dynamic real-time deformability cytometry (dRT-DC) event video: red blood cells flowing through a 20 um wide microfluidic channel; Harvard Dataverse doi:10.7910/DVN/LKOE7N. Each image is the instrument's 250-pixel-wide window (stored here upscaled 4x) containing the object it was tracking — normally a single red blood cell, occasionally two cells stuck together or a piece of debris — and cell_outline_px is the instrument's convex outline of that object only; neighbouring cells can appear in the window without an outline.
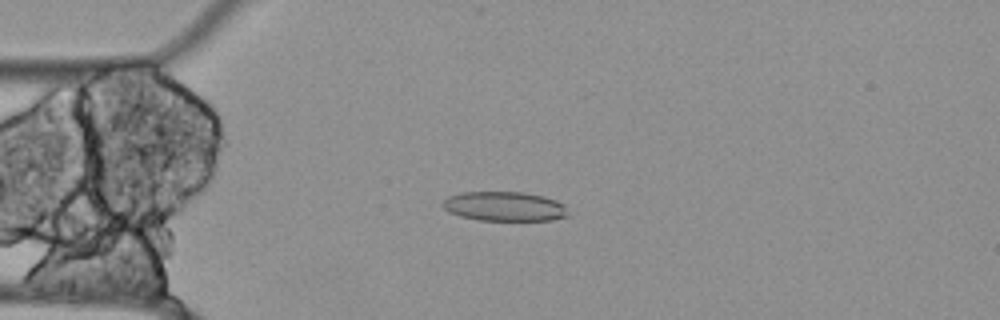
{"species": "Egyptian fruit bat (a non-hibernating species)", "species_latin": "Rousettus aegyptiacus", "temperature_condition": "cold", "stored_images_in_passage": 51, "camera_frame_rate_fps": 3000, "um_per_image_px": 0.085, "animal": {"sex": "female"}, "frame": {"image": 1, "passage_image": 9, "time_ms": 2.667, "image_size_px": [1000, 320], "cell_outline_px": [[568, 216], [552, 220], [480, 220], [460, 216], [448, 212], [440, 204], [448, 196], [460, 192], [524, 192], [544, 196], [556, 200], [564, 204]], "centroid_in_image_um": [42.85, 17.53], "position_along_channel_um": 42.1, "area_um2": 21.62}}
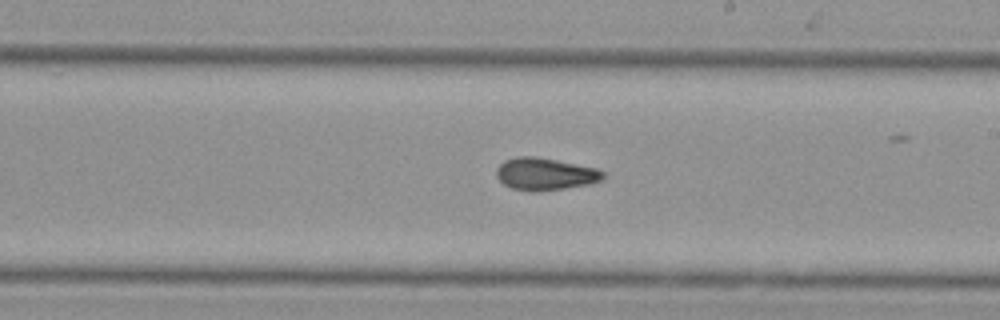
{"frame": {"image": 2, "passage_image": 27, "time_ms": 8.667, "image_size_px": [1000, 320], "cell_outline_px": [[604, 180], [588, 184], [564, 188], [536, 192], [532, 192], [512, 188], [504, 184], [496, 176], [496, 168], [504, 160], [516, 156], [536, 156], [596, 168], [604, 172]], "centroid_in_image_um": [46.32, 14.79], "position_along_channel_um": 242.7, "area_um2": 20.11}}
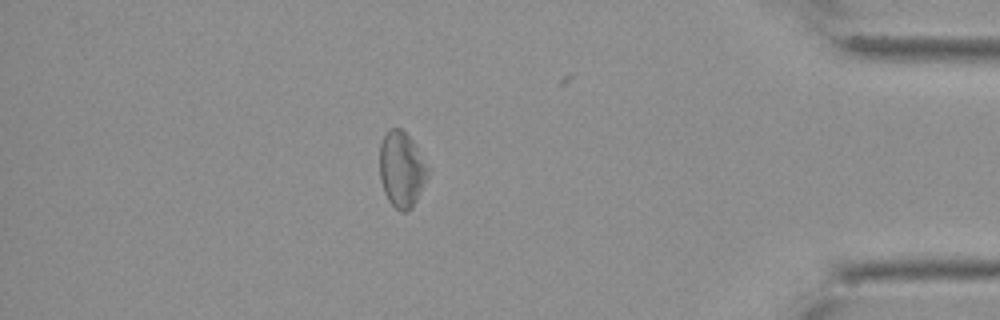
{"frame": {"image": 3, "passage_image": 44, "time_ms": 14.333, "image_size_px": [1000, 320], "cell_outline_px": [[432, 168], [412, 208], [408, 212], [400, 212], [388, 200], [384, 192], [380, 180], [380, 144], [384, 132], [388, 128], [400, 128], [412, 140]], "centroid_in_image_um": [34.16, 14.38], "position_along_channel_um": 401.0, "area_um2": 21.68}}